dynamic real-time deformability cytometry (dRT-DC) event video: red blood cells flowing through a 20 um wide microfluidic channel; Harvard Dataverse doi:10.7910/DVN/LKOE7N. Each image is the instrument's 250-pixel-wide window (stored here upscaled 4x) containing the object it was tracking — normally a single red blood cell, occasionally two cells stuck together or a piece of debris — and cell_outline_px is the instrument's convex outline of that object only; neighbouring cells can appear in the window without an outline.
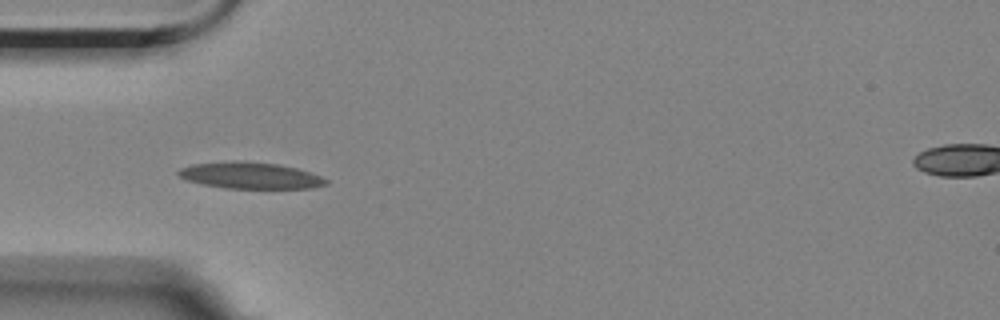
{"species": "Egyptian fruit bat (a non-hibernating species)", "species_latin": "Rousettus aegyptiacus", "temperature_condition": "room temperature", "stored_images_in_passage": 4, "camera_frame_rate_fps": 3000, "um_per_image_px": 0.085, "animal": {"sex": "female"}, "frame": {"image": 1, "passage_image": 3, "time_ms": 3.333, "image_size_px": [1000, 320], "cell_outline_px": [[328, 184], [312, 188], [224, 188], [184, 180], [176, 172], [180, 168], [192, 164], [232, 160], [244, 160], [280, 164], [296, 168], [320, 176], [328, 180]], "centroid_in_image_um": [21.24, 14.9], "position_along_channel_um": 63.8, "area_um2": 22.95}}
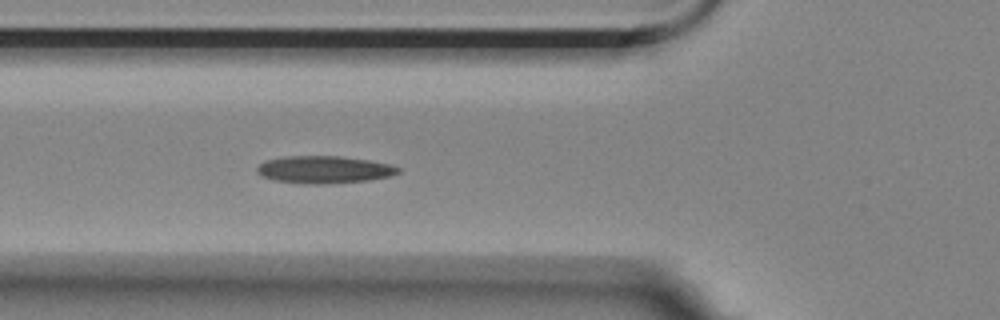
{"frame": {"image": 2, "passage_image": 4, "time_ms": 4.333, "image_size_px": [1000, 320], "cell_outline_px": [[400, 172], [392, 176], [368, 180], [324, 184], [304, 184], [272, 180], [256, 172], [256, 168], [264, 160], [288, 156], [340, 156], [368, 160], [392, 164], [400, 168]], "centroid_in_image_um": [27.56, 14.42], "position_along_channel_um": 98.2, "area_um2": 22.66}}